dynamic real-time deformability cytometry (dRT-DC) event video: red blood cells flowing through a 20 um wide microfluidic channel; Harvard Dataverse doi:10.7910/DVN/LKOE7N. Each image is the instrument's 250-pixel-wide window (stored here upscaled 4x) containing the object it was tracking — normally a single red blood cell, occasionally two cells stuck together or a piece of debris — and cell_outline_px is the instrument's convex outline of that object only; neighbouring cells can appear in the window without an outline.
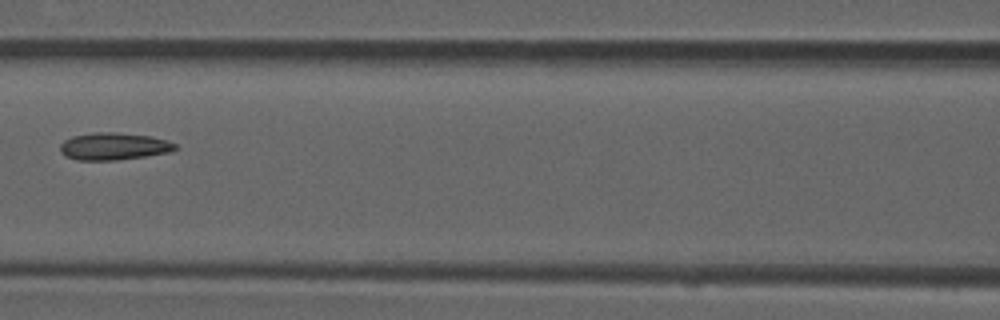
{"species": "common noctule bat (a hibernating species)", "species_latin": "Nyctalus noctula", "temperature_condition": "room temperature", "stored_images_in_passage": 7, "camera_frame_rate_fps": 3000, "um_per_image_px": 0.085, "animal": {"sex": "male", "forearm_length_mm": 52.5}, "frame": {"image": 1, "passage_image": 6, "time_ms": 1.667, "image_size_px": [1000, 320], "cell_outline_px": [[176, 148], [172, 152], [116, 160], [76, 160], [64, 156], [60, 152], [60, 144], [64, 140], [72, 136], [92, 132], [116, 132], [152, 136], [168, 140], [176, 144]], "centroid_in_image_um": [9.65, 12.43], "position_along_channel_um": 156.9, "area_um2": 18.5}}
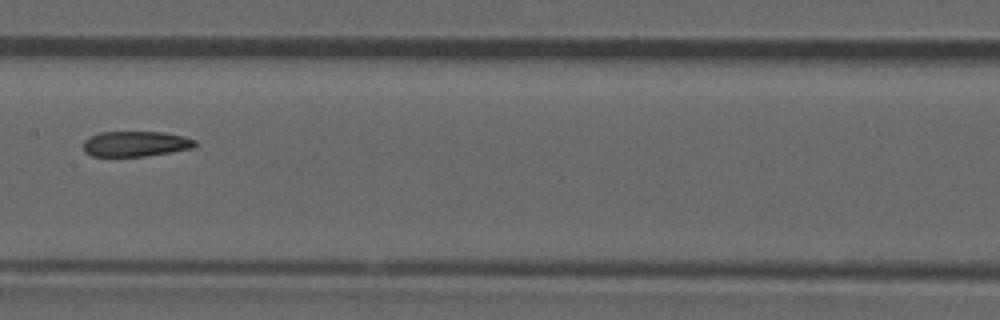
{"frame": {"image": 2, "passage_image": 7, "time_ms": 2.0, "image_size_px": [1000, 320], "cell_outline_px": [[196, 144], [192, 148], [144, 156], [92, 156], [84, 152], [84, 140], [100, 132], [164, 132], [184, 136], [196, 140]], "centroid_in_image_um": [11.52, 12.22], "position_along_channel_um": 195.9, "area_um2": 16.36}}